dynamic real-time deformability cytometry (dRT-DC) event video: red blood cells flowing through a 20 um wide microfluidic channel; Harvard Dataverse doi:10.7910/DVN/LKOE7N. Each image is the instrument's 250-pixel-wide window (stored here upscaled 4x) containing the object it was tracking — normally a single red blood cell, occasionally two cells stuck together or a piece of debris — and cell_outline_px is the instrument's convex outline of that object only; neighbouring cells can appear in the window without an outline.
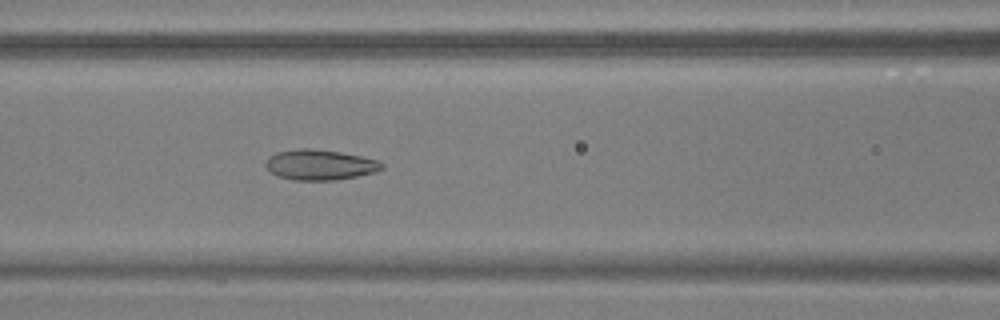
{"species": "common noctule bat (a hibernating species)", "species_latin": "Nyctalus noctula", "temperature_condition": "warm", "stored_images_in_passage": 55, "camera_frame_rate_fps": 3000, "um_per_image_px": 0.085, "animal": {"sex": "male", "body_mass_g": 17.9, "forearm_length_mm": 54.2}, "frame": {"image": 1, "passage_image": 24, "time_ms": 7.667, "image_size_px": [1000, 320], "cell_outline_px": [[384, 168], [376, 172], [336, 180], [292, 180], [276, 176], [264, 164], [268, 156], [276, 152], [300, 148], [312, 148], [340, 152], [360, 156], [376, 160], [384, 164]], "centroid_in_image_um": [27.17, 14.01], "position_along_channel_um": 139.4, "area_um2": 20.63}}
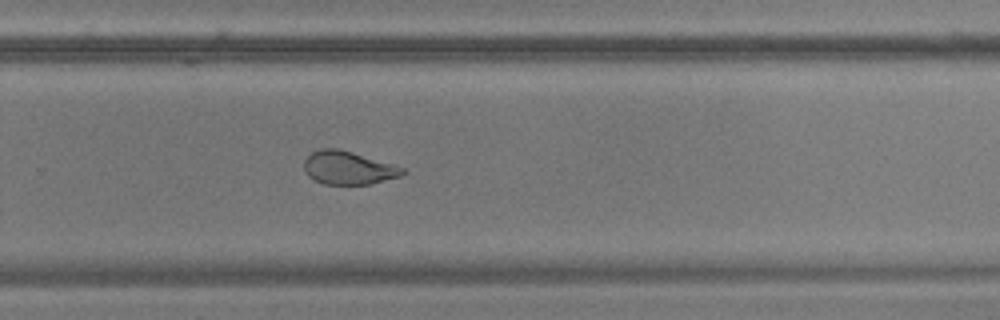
{"frame": {"image": 2, "passage_image": 37, "time_ms": 12.0, "image_size_px": [1000, 320], "cell_outline_px": [[408, 172], [400, 176], [368, 184], [324, 184], [308, 176], [304, 168], [304, 160], [312, 152], [320, 148], [336, 148], [352, 152], [396, 164], [404, 168]], "centroid_in_image_um": [29.63, 14.25], "position_along_channel_um": 300.2, "area_um2": 19.07}}
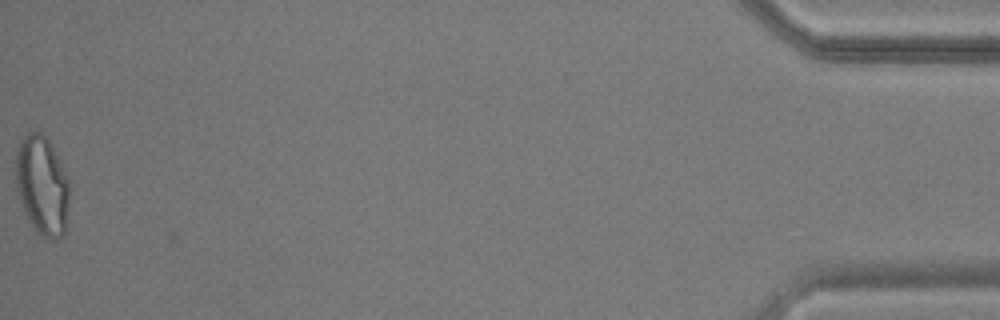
{"frame": {"image": 3, "passage_image": 55, "time_ms": 18.0, "image_size_px": [1000, 320], "cell_outline_px": [[68, 204], [64, 236], [56, 240], [52, 240], [36, 232], [28, 220], [24, 212], [16, 188], [12, 160], [16, 148], [20, 140], [28, 132], [40, 132], [48, 140], [68, 176]], "centroid_in_image_um": [3.52, 15.75], "position_along_channel_um": 431.7, "area_um2": 31.62}, "authors_computed_cell_mechanics": {"area_um2": 22.6576, "velocity_mm_per_s": 3.7233, "shape_relaxation_time_tau1_ms": null, "shape_relaxation_time_tau2_ms": 1.6889, "deformation_change_tau1": null, "deformation_change_tau2": 0.0837}}